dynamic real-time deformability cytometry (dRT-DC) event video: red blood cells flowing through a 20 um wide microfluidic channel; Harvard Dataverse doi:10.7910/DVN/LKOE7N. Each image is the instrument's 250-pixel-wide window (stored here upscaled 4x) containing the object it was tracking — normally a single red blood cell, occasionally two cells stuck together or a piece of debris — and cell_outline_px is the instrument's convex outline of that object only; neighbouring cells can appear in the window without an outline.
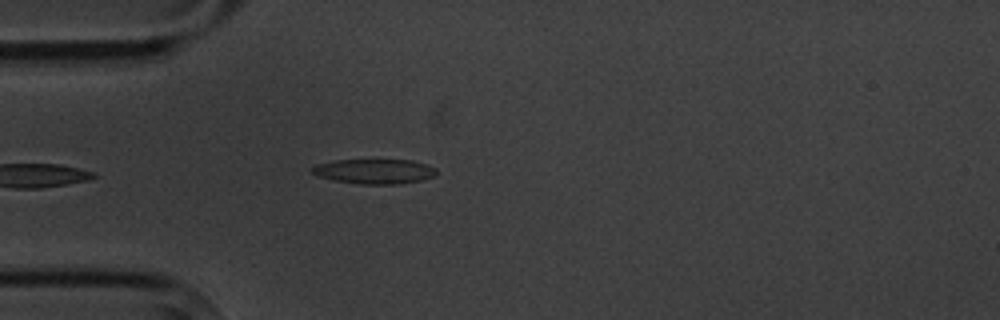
{"species": "common noctule bat (a hibernating species)", "species_latin": "Nyctalus noctula", "temperature_condition": "cold", "stored_images_in_passage": 6, "camera_frame_rate_fps": 3000, "um_per_image_px": 0.085, "animal": {"sex": "male", "body_mass_g": 20.1, "forearm_length_mm": 53.5}, "frame": {"image": 1, "passage_image": 6, "time_ms": 5.667, "image_size_px": [1000, 320], "cell_outline_px": [[436, 172], [432, 176], [420, 180], [400, 184], [360, 184], [332, 180], [316, 176], [308, 168], [316, 164], [336, 160], [412, 160], [436, 168]], "centroid_in_image_um": [31.74, 14.57], "position_along_channel_um": 53.3, "area_um2": 17.98}}